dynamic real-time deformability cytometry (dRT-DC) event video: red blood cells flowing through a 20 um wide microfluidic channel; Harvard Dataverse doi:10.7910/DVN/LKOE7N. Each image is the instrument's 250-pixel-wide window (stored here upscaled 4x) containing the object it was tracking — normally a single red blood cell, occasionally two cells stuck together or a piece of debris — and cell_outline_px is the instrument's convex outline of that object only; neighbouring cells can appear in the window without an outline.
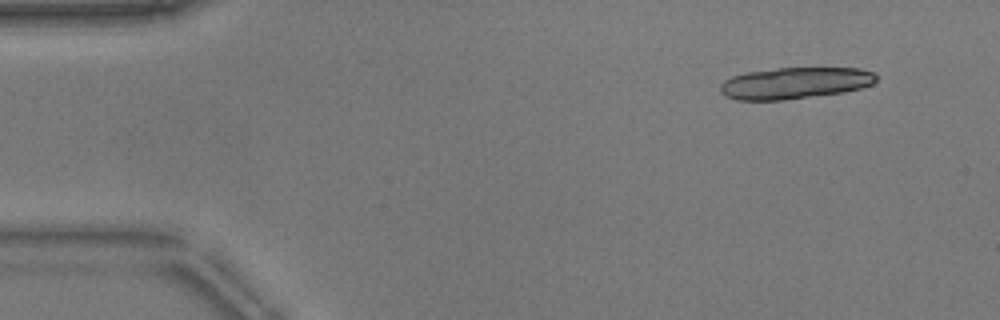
{"species": "common noctule bat (a hibernating species)", "species_latin": "Nyctalus noctula", "temperature_condition": "warm", "stored_images_in_passage": 14, "camera_frame_rate_fps": 3000, "um_per_image_px": 0.085, "animal": {"sex": "male", "body_mass_g": 17.9}, "frame": {"image": 1, "passage_image": 1, "time_ms": 0.0, "image_size_px": [1000, 320], "cell_outline_px": [[876, 80], [872, 84], [860, 88], [844, 92], [784, 100], [736, 100], [724, 96], [720, 92], [720, 84], [724, 80], [732, 76], [748, 72], [780, 68], [860, 68], [872, 72], [876, 76]], "centroid_in_image_um": [67.53, 7.07], "position_along_channel_um": 17.5, "area_um2": 28.61}}